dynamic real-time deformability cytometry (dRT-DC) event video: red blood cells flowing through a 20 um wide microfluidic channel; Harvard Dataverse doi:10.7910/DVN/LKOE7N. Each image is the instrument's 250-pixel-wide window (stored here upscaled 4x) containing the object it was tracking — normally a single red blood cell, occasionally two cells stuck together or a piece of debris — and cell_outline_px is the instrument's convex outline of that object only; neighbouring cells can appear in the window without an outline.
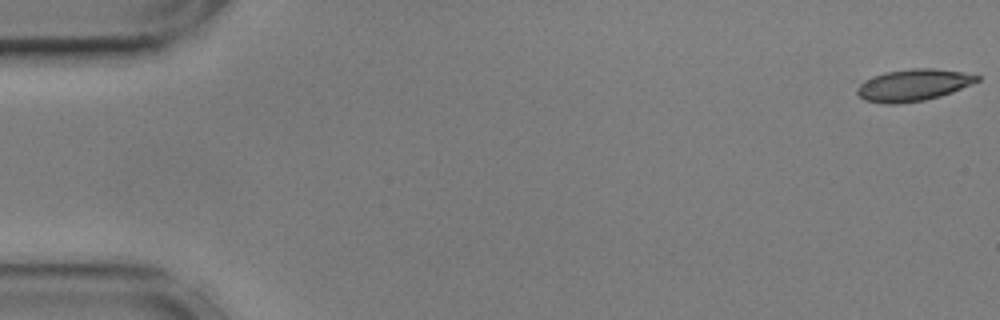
{"species": "common noctule bat (a hibernating species)", "species_latin": "Nyctalus noctula", "temperature_condition": "cold", "stored_images_in_passage": 56, "camera_frame_rate_fps": 3000, "um_per_image_px": 0.085, "animal": {"sex": "male", "body_mass_g": 17.9, "forearm_length_mm": 54.2}, "frame": {"image": 1, "passage_image": 1, "time_ms": 0.0, "image_size_px": [1000, 320], "cell_outline_px": [[980, 80], [972, 84], [952, 92], [940, 96], [924, 100], [896, 104], [884, 104], [864, 100], [856, 92], [852, 80], [884, 72], [912, 68], [932, 68], [960, 72], [980, 76]], "centroid_in_image_um": [77.45, 7.22], "position_along_channel_um": 7.5, "area_um2": 22.95}}
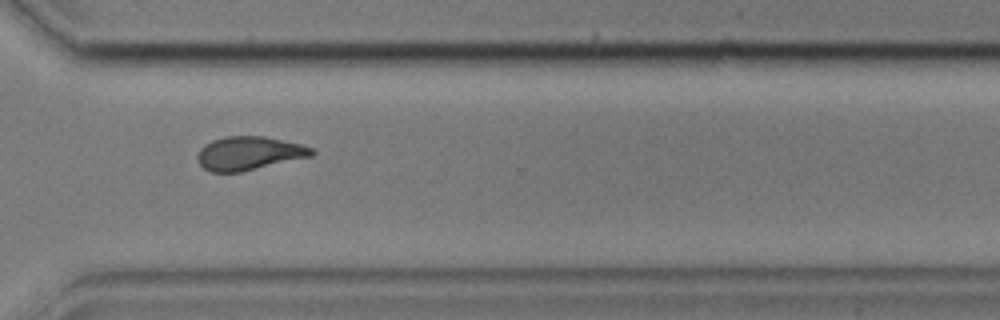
{"frame": {"image": 2, "passage_image": 41, "time_ms": 13.333, "image_size_px": [1000, 320], "cell_outline_px": [[316, 152], [312, 156], [240, 172], [208, 172], [200, 164], [196, 156], [200, 148], [204, 144], [212, 140], [224, 136], [264, 136], [300, 144], [312, 148]], "centroid_in_image_um": [21.13, 13.03], "position_along_channel_um": 349.5, "area_um2": 22.37}}
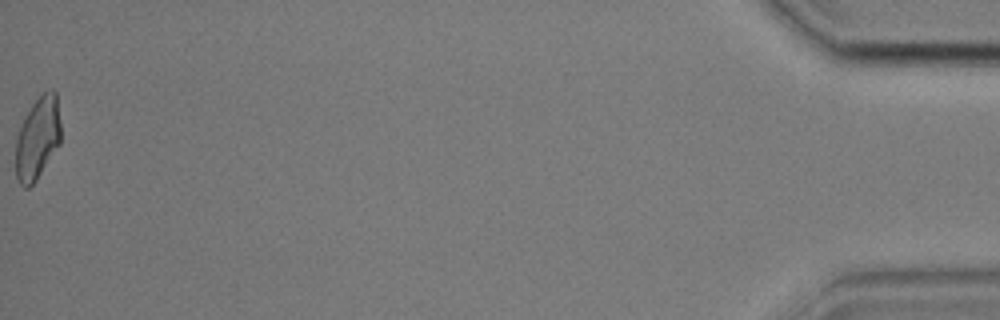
{"frame": {"image": 3, "passage_image": 56, "time_ms": 18.333, "image_size_px": [1000, 320], "cell_outline_px": [[60, 144], [36, 180], [28, 188], [24, 188], [20, 184], [16, 176], [16, 136], [32, 104], [44, 92], [52, 88], [56, 92], [60, 124]], "centroid_in_image_um": [3.2, 11.76], "position_along_channel_um": 432.0, "area_um2": 21.44}, "authors_computed_cell_mechanics": {"area_um2": 22.6287, "velocity_mm_per_s": 3.6017, "shape_relaxation_time_tau1_ms": 4.9837, "shape_relaxation_time_tau2_ms": 3.4105, "deformation_change_tau1": 0.1393, "deformation_change_tau2": 0.1109}}